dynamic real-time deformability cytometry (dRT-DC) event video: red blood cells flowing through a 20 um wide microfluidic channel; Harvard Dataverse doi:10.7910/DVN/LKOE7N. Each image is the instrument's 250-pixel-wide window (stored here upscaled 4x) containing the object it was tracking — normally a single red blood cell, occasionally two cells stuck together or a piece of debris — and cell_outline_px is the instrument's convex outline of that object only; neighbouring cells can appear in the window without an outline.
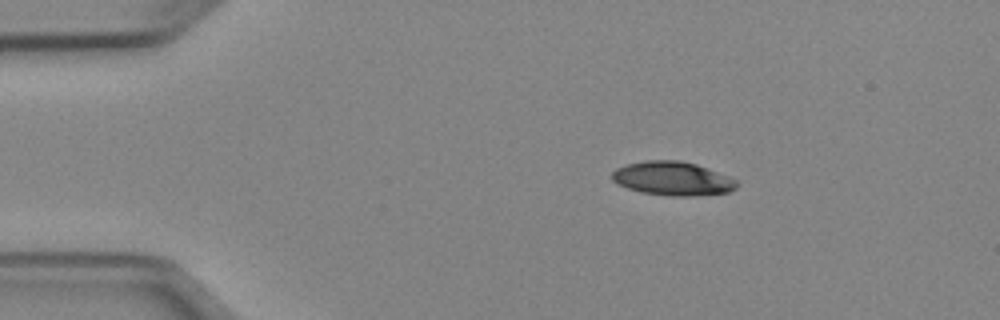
{"species": "Egyptian fruit bat (a non-hibernating species)", "species_latin": "Rousettus aegyptiacus", "temperature_condition": "cold", "stored_images_in_passage": 43, "camera_frame_rate_fps": 3000, "um_per_image_px": 0.085, "animal": {"sex": "female"}, "frame": {"image": 1, "passage_image": 1, "time_ms": 0.0, "image_size_px": [1000, 320], "cell_outline_px": [[740, 184], [736, 188], [728, 192], [692, 196], [668, 196], [640, 192], [616, 184], [612, 180], [612, 172], [616, 168], [628, 164], [644, 160], [680, 160], [696, 164], [728, 176], [736, 180]], "centroid_in_image_um": [57.15, 15.18], "position_along_channel_um": 27.8, "area_um2": 24.68}}
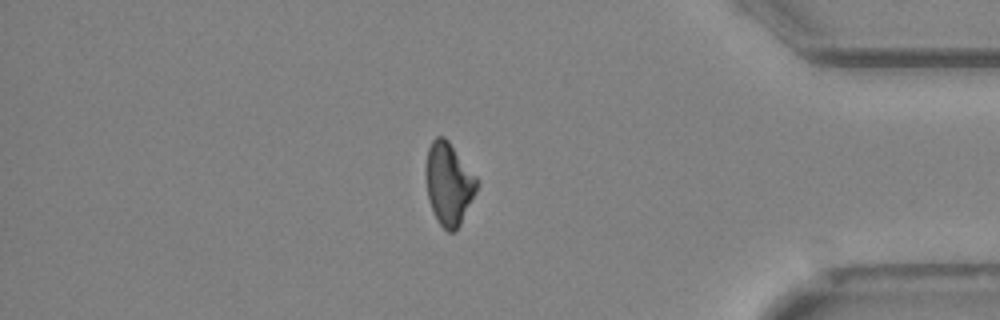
{"frame": {"image": 2, "passage_image": 36, "time_ms": 11.667, "image_size_px": [1000, 320], "cell_outline_px": [[480, 184], [456, 232], [448, 232], [436, 220], [428, 196], [424, 172], [428, 148], [432, 140], [436, 136], [444, 136], [448, 140], [480, 180]], "centroid_in_image_um": [38.15, 15.6], "position_along_channel_um": 397.0, "area_um2": 24.8}}
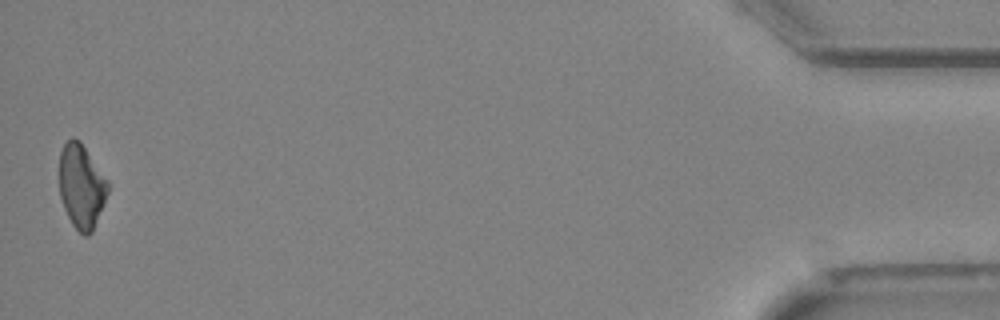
{"frame": {"image": 3, "passage_image": 43, "time_ms": 14.0, "image_size_px": [1000, 320], "cell_outline_px": [[108, 192], [92, 232], [88, 236], [84, 236], [72, 224], [64, 208], [60, 196], [60, 152], [64, 144], [72, 136], [80, 140], [108, 180]], "centroid_in_image_um": [6.92, 15.81], "position_along_channel_um": 428.3, "area_um2": 23.64}, "authors_computed_cell_mechanics": {"area_um2": 25.2586, "velocity_mm_per_s": 3.9507, "shape_relaxation_time_tau1_ms": 3.5573, "shape_relaxation_time_tau2_ms": null, "deformation_change_tau1": 0.1226, "deformation_change_tau2": null}}